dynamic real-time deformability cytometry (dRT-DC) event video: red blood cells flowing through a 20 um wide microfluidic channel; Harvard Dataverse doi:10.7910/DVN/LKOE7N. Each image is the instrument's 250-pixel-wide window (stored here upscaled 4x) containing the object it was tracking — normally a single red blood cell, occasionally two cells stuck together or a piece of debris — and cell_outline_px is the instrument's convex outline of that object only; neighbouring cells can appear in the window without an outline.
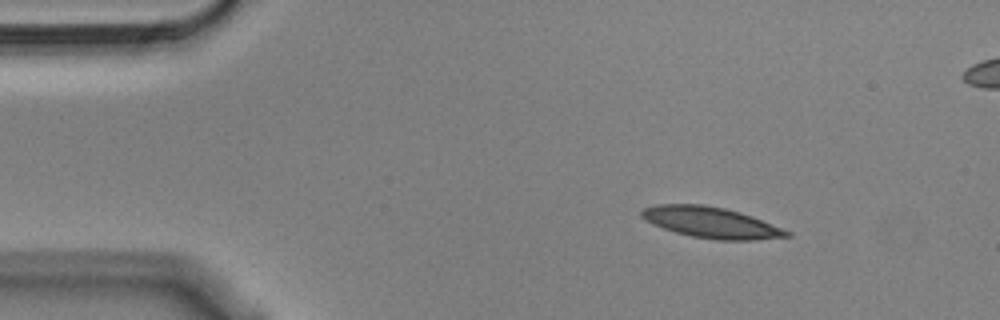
{"species": "Egyptian fruit bat (a non-hibernating species)", "species_latin": "Rousettus aegyptiacus", "temperature_condition": "cold", "stored_images_in_passage": 49, "segment_of_instrument_passage": [1, 2], "camera_frame_rate_fps": 3000, "um_per_image_px": 0.085, "animal": {"sex": "male"}, "frame": {"image": 1, "passage_image": 1, "time_ms": 0.0, "image_size_px": [1000, 320], "cell_outline_px": [[792, 236], [756, 240], [716, 240], [692, 236], [676, 232], [652, 224], [644, 220], [640, 216], [640, 212], [644, 208], [656, 204], [704, 204], [724, 208], [740, 212], [752, 216], [792, 232]], "centroid_in_image_um": [60.44, 18.91], "position_along_channel_um": 24.6, "area_um2": 26.24}}
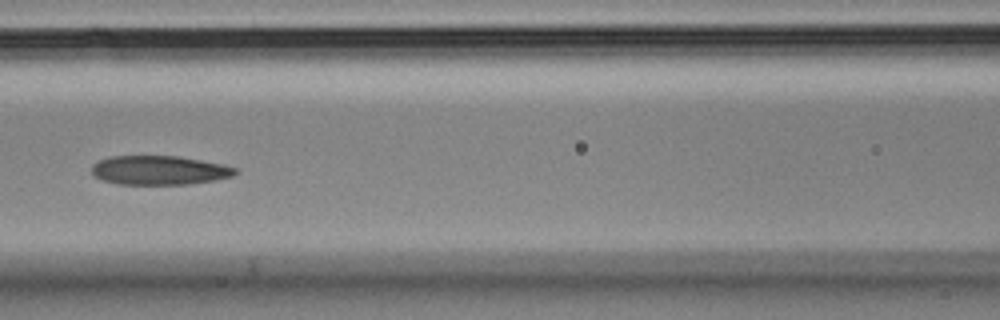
{"frame": {"image": 2, "passage_image": 17, "time_ms": 5.333, "image_size_px": [1000, 320], "cell_outline_px": [[236, 172], [232, 176], [216, 180], [188, 184], [120, 184], [104, 180], [96, 176], [92, 172], [92, 164], [100, 160], [112, 156], [176, 156], [224, 164], [236, 168]], "centroid_in_image_um": [13.56, 14.47], "position_along_channel_um": 153.0, "area_um2": 24.1}}
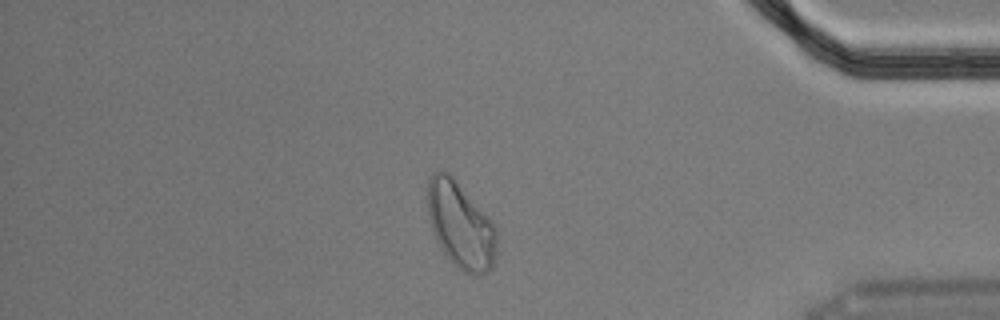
{"frame": {"image": 3, "passage_image": 40, "time_ms": 13.0, "image_size_px": [1000, 320], "cell_outline_px": [[496, 252], [492, 268], [480, 276], [472, 276], [464, 272], [440, 248], [432, 232], [428, 216], [428, 180], [432, 172], [440, 168], [448, 172], [456, 180], [496, 224]], "centroid_in_image_um": [39.15, 19.12], "position_along_channel_um": 396.0, "area_um2": 35.03}}